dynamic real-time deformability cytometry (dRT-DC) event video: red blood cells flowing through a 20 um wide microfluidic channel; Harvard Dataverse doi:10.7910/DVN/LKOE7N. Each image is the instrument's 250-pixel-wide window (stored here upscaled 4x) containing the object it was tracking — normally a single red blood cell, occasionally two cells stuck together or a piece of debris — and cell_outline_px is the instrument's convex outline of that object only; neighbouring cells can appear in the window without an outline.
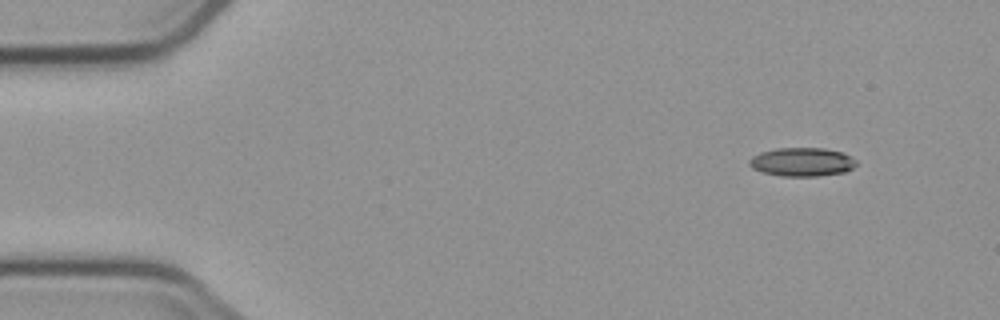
{"species": "common noctule bat (a hibernating species)", "species_latin": "Nyctalus noctula", "temperature_condition": "cold", "stored_images_in_passage": 5, "camera_frame_rate_fps": 3000, "um_per_image_px": 0.085, "animal": {"sex": "male", "body_mass_g": 23.1, "forearm_length_mm": 52.7}, "frame": {"image": 1, "passage_image": 1, "time_ms": 0.0, "image_size_px": [1000, 320], "cell_outline_px": [[856, 164], [852, 168], [844, 172], [820, 176], [780, 176], [760, 172], [752, 168], [748, 164], [748, 160], [752, 156], [760, 152], [776, 148], [824, 148], [844, 152], [852, 156], [856, 160]], "centroid_in_image_um": [68.15, 13.76], "position_along_channel_um": 16.8, "area_um2": 18.15}}
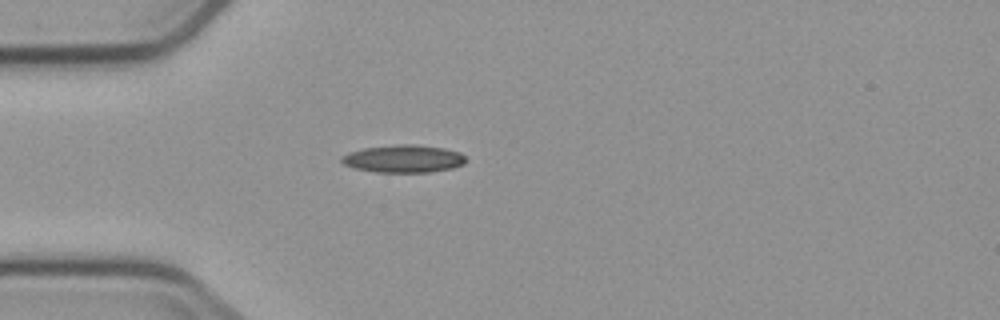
{"frame": {"image": 2, "passage_image": 4, "time_ms": 3.333, "image_size_px": [1000, 320], "cell_outline_px": [[464, 164], [452, 168], [428, 172], [376, 172], [356, 168], [344, 164], [340, 160], [340, 156], [348, 152], [364, 148], [400, 144], [416, 144], [444, 148], [460, 152], [464, 156]], "centroid_in_image_um": [34.28, 13.48], "position_along_channel_um": 50.7, "area_um2": 19.94}}